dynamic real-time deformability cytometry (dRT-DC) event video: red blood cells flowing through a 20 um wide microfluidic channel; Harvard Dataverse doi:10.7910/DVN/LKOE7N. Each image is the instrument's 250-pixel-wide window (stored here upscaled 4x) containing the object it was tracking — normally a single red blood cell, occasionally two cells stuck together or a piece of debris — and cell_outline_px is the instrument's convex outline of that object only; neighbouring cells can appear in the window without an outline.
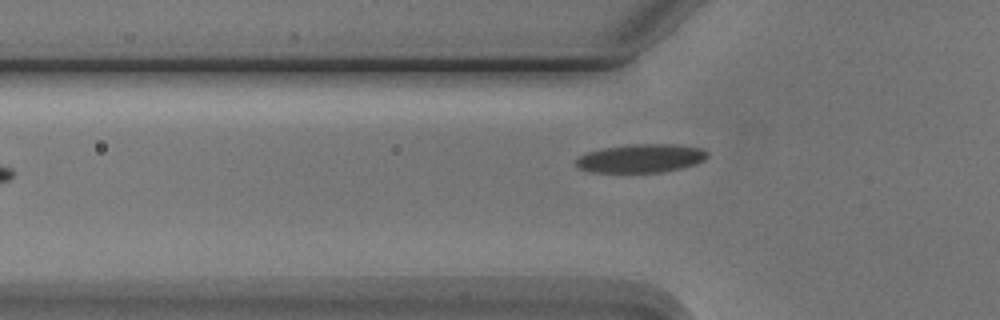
{"species": "Egyptian fruit bat (a non-hibernating species)", "species_latin": "Rousettus aegyptiacus", "temperature_condition": "cold", "stored_images_in_passage": 6, "camera_frame_rate_fps": 3000, "um_per_image_px": 0.085, "animal": {"sex": "male"}, "frame": {"image": 1, "passage_image": 6, "time_ms": 6.0, "image_size_px": [1000, 320], "cell_outline_px": [[708, 156], [704, 160], [696, 164], [680, 168], [660, 172], [592, 172], [580, 168], [576, 164], [576, 156], [588, 152], [604, 148], [628, 144], [672, 144], [700, 148], [708, 152]], "centroid_in_image_um": [54.47, 13.45], "position_along_channel_um": 71.3, "area_um2": 21.73}}